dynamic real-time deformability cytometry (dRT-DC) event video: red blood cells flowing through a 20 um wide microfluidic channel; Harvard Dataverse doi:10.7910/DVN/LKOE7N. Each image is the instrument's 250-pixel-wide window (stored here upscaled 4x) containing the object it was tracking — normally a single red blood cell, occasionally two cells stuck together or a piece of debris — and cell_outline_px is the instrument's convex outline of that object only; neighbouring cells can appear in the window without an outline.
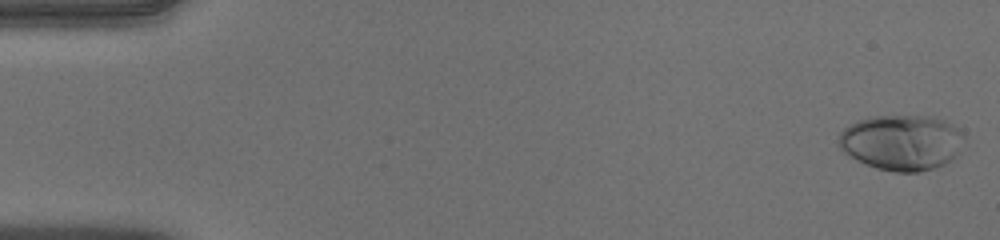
{"species": "human", "species_latin": "Homo sapiens", "temperature_condition": "warm", "stored_images_in_passage": 51, "camera_frame_rate_fps": 3000, "um_per_image_px": 0.085, "donor": {"sex": "male"}, "frame": {"image": 1, "passage_image": 1, "time_ms": 0.0, "image_size_px": [1000, 240], "cell_outline_px": [[964, 136], [956, 156], [952, 160], [944, 164], [920, 172], [896, 172], [876, 168], [856, 160], [848, 156], [836, 144], [840, 132], [844, 128], [856, 120], [868, 116], [936, 116], [952, 124]], "centroid_in_image_um": [76.59, 12.1], "position_along_channel_um": 8.4, "area_um2": 40.86}}
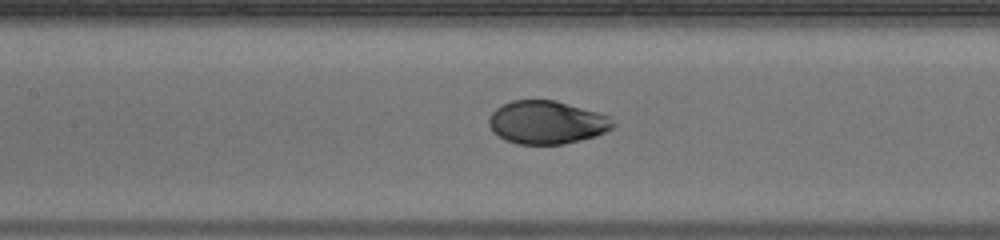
{"frame": {"image": 2, "passage_image": 24, "time_ms": 7.667, "image_size_px": [1000, 240], "cell_outline_px": [[616, 124], [612, 128], [596, 136], [564, 144], [516, 144], [504, 140], [492, 132], [488, 124], [488, 120], [492, 112], [496, 108], [512, 100], [556, 100], [596, 112], [608, 116]], "centroid_in_image_um": [46.44, 10.41], "position_along_channel_um": 161.0, "area_um2": 31.21}}
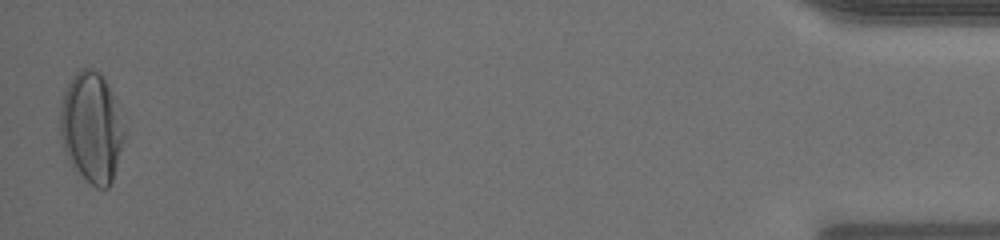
{"frame": {"image": 3, "passage_image": 51, "time_ms": 16.667, "image_size_px": [1000, 240], "cell_outline_px": [[124, 136], [112, 180], [108, 188], [96, 188], [72, 164], [64, 148], [60, 136], [60, 100], [64, 88], [72, 76], [80, 68], [92, 68], [100, 72], [104, 76], [112, 96], [124, 132]], "centroid_in_image_um": [7.73, 10.77], "position_along_channel_um": 427.5, "area_um2": 40.4}, "authors_computed_cell_mechanics": {"area_um2": 32.8882, "velocity_mm_per_s": 3.9712, "shape_relaxation_time_tau1_ms": 4.7434, "shape_relaxation_time_tau2_ms": null, "deformation_change_tau1": 0.2292, "deformation_change_tau2": null}}